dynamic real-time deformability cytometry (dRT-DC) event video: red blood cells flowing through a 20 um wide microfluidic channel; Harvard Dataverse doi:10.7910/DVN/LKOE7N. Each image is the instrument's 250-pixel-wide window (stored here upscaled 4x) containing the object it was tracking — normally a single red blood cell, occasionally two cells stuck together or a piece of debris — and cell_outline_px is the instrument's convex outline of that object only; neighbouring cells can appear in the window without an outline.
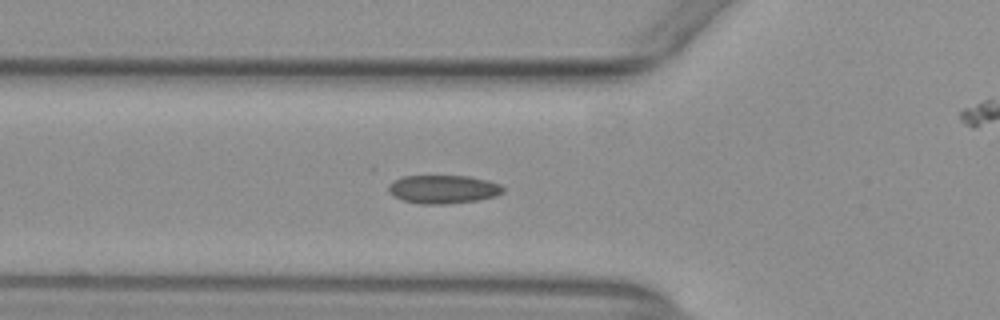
{"species": "common noctule bat (a hibernating species)", "species_latin": "Nyctalus noctula", "temperature_condition": "warm", "stored_images_in_passage": 38, "camera_frame_rate_fps": 3000, "um_per_image_px": 0.085, "animal": {"sex": "female", "body_mass_g": 29.2, "forearm_length_mm": 56.3}, "frame": {"image": 1, "passage_image": 3, "time_ms": 0.667, "image_size_px": [1000, 320], "cell_outline_px": [[504, 192], [496, 196], [476, 200], [448, 204], [420, 204], [404, 200], [388, 192], [388, 188], [396, 180], [404, 176], [468, 176], [488, 180], [500, 184], [504, 188]], "centroid_in_image_um": [37.73, 16.09], "position_along_channel_um": 88.1, "area_um2": 18.79}}
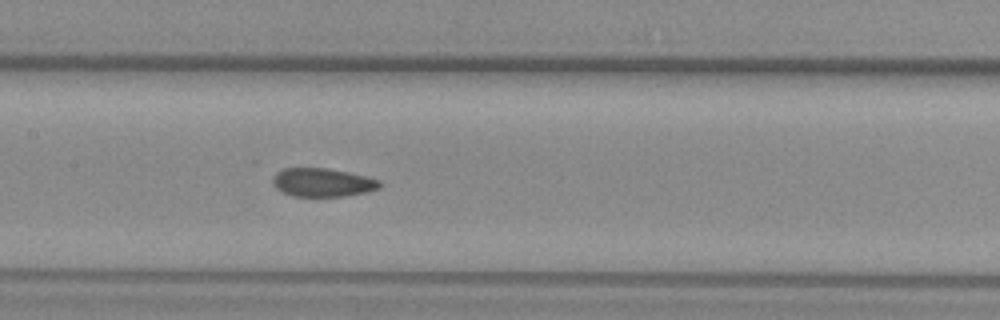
{"frame": {"image": 2, "passage_image": 10, "time_ms": 3.0, "image_size_px": [1000, 320], "cell_outline_px": [[384, 184], [380, 188], [368, 192], [344, 196], [292, 196], [276, 188], [272, 184], [272, 180], [276, 172], [284, 168], [328, 168], [368, 176], [380, 180]], "centroid_in_image_um": [27.46, 15.5], "position_along_channel_um": 179.9, "area_um2": 17.98}}
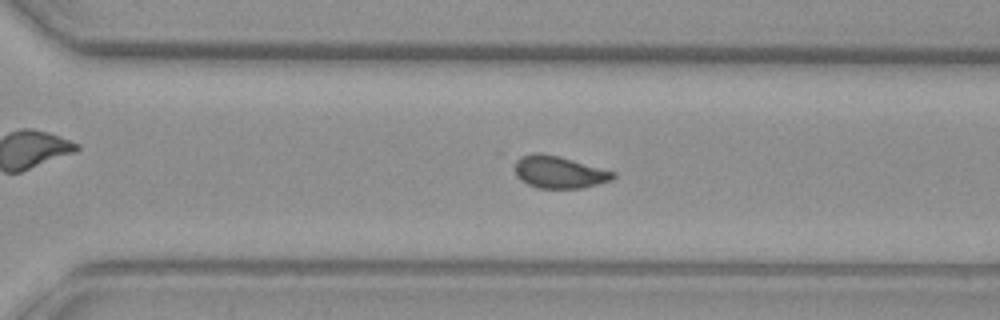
{"frame": {"image": 3, "passage_image": 21, "time_ms": 6.667, "image_size_px": [1000, 320], "cell_outline_px": [[616, 176], [612, 180], [580, 188], [536, 188], [520, 180], [516, 176], [516, 160], [520, 156], [536, 152], [540, 152], [556, 156], [616, 172]], "centroid_in_image_um": [47.5, 14.63], "position_along_channel_um": 323.1, "area_um2": 18.21}, "authors_computed_cell_mechanics": {"area_um2": 18.2648, "velocity_mm_per_s": 3.9191, "shape_relaxation_time_tau1_ms": null, "shape_relaxation_time_tau2_ms": 2.1437, "deformation_change_tau1": null, "deformation_change_tau2": 0.0797}}